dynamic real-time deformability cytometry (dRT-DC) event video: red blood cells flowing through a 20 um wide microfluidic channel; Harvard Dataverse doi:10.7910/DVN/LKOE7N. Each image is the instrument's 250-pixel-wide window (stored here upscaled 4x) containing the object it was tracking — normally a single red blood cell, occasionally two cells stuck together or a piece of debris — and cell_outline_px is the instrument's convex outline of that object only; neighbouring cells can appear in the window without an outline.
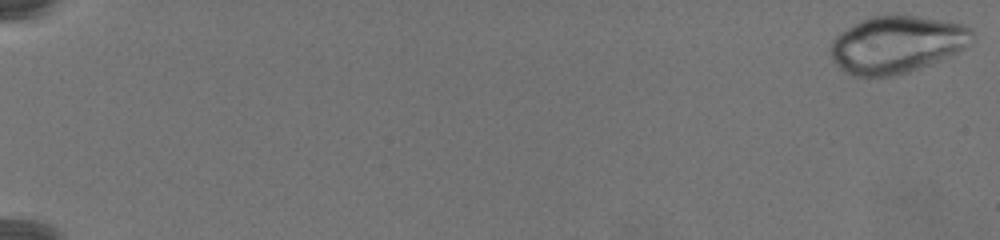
{"species": "common noctule bat (a hibernating species)", "species_latin": "Nyctalus noctula", "temperature_condition": "warm", "stored_images_in_passage": 78, "camera_frame_rate_fps": 3000, "um_per_image_px": 0.085, "animal": {"sex": "female", "body_mass_g": 19.5, "forearm_length_mm": 54.1}, "frame": {"image": 1, "passage_image": 1, "time_ms": 0.0, "image_size_px": [1000, 240], "cell_outline_px": [[972, 44], [948, 56], [920, 68], [908, 72], [892, 76], [852, 76], [844, 72], [832, 60], [828, 52], [828, 48], [832, 40], [840, 32], [872, 16], [916, 16], [964, 24], [972, 28]], "centroid_in_image_um": [76.2, 3.8], "position_along_channel_um": 8.8, "area_um2": 46.99}}